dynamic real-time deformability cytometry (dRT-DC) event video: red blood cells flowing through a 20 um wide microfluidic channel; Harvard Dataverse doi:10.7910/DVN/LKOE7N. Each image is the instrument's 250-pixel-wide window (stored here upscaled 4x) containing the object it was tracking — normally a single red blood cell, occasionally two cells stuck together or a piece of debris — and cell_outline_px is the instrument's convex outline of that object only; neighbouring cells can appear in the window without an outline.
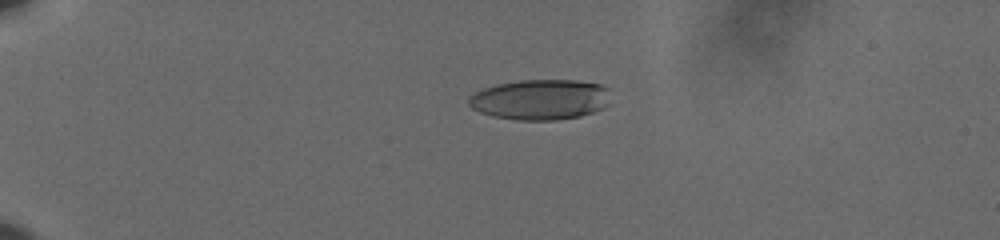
{"species": "human", "species_latin": "Homo sapiens", "temperature_condition": "cold", "stored_images_in_passage": 61, "camera_frame_rate_fps": 3000, "um_per_image_px": 0.085, "donor": {"sex": "male"}, "frame": {"image": 1, "passage_image": 17, "time_ms": 5.333, "image_size_px": [1000, 240], "cell_outline_px": [[608, 104], [604, 108], [580, 116], [556, 120], [516, 120], [492, 116], [480, 112], [472, 108], [468, 104], [468, 96], [484, 88], [496, 84], [520, 80], [576, 80], [600, 84], [608, 88]], "centroid_in_image_um": [45.91, 8.46], "position_along_channel_um": 39.1, "area_um2": 33.52}}
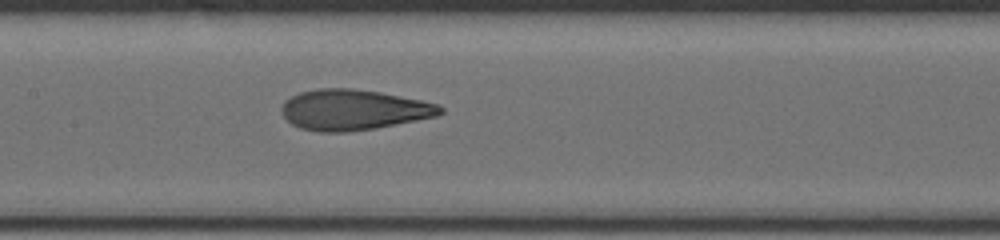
{"frame": {"image": 2, "passage_image": 34, "time_ms": 11.0, "image_size_px": [1000, 240], "cell_outline_px": [[444, 112], [436, 116], [376, 128], [348, 132], [320, 132], [300, 128], [292, 124], [284, 116], [280, 108], [284, 100], [300, 92], [320, 88], [352, 88], [380, 92], [440, 104], [444, 108]], "centroid_in_image_um": [30.04, 9.33], "position_along_channel_um": 177.4, "area_um2": 37.51}}
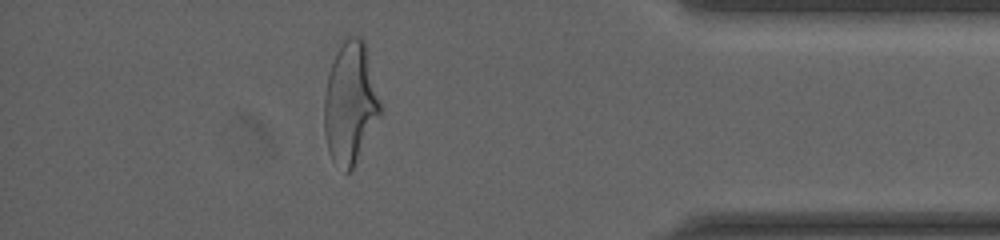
{"frame": {"image": 3, "passage_image": 55, "time_ms": 18.0, "image_size_px": [1000, 240], "cell_outline_px": [[380, 112], [352, 168], [348, 172], [344, 172], [332, 160], [328, 152], [324, 132], [324, 96], [328, 76], [336, 52], [344, 36], [360, 36], [364, 40], [380, 104]], "centroid_in_image_um": [29.72, 8.73], "position_along_channel_um": 405.5, "area_um2": 38.9}, "authors_computed_cell_mechanics": {"area_um2": 36.8186, "velocity_mm_per_s": 3.6453, "shape_relaxation_time_tau1_ms": 6.8982, "shape_relaxation_time_tau2_ms": 1.2626, "deformation_change_tau1": 0.2391, "deformation_change_tau2": 0.0928}}